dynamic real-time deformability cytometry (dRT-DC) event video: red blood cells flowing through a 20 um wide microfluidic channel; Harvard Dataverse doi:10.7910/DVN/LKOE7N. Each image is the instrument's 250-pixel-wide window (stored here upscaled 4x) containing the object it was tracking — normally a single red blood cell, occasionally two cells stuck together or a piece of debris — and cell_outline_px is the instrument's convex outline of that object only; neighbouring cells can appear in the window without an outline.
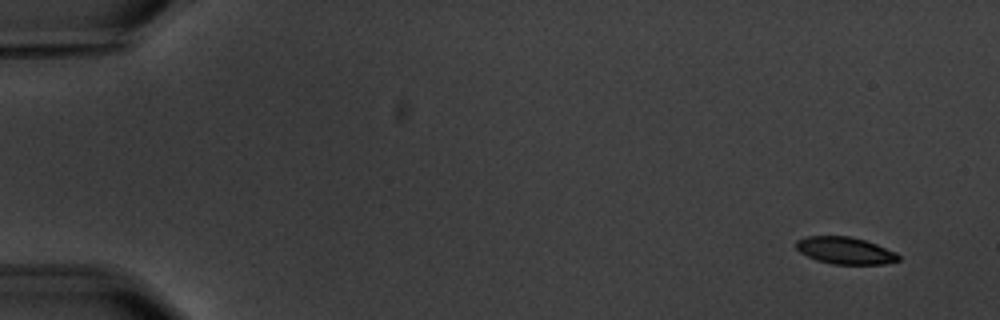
{"species": "common noctule bat (a hibernating species)", "species_latin": "Nyctalus noctula", "temperature_condition": "warm", "stored_images_in_passage": 4, "camera_frame_rate_fps": 3000, "um_per_image_px": 0.085, "animal": {"sex": "male", "body_mass_g": 20.1, "forearm_length_mm": 53.5}, "frame": {"image": 1, "passage_image": 1, "time_ms": 0.0, "image_size_px": [1000, 320], "cell_outline_px": [[900, 260], [884, 264], [832, 264], [816, 260], [800, 252], [796, 248], [796, 240], [808, 236], [848, 236], [864, 240], [876, 244], [896, 252], [900, 256]], "centroid_in_image_um": [71.84, 21.3], "position_along_channel_um": 13.2, "area_um2": 16.07}}